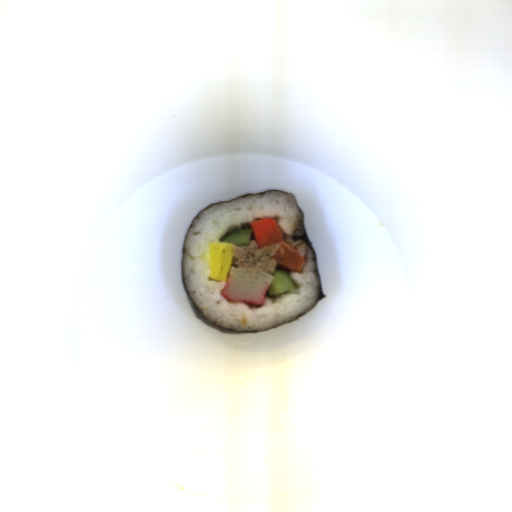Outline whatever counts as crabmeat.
<instances>
[{
    "label": "crabmeat",
    "mask_w": 512,
    "mask_h": 512,
    "mask_svg": "<svg viewBox=\"0 0 512 512\" xmlns=\"http://www.w3.org/2000/svg\"><path fill=\"white\" fill-rule=\"evenodd\" d=\"M275 277L271 272L231 266L222 297L246 304L263 305Z\"/></svg>",
    "instance_id": "crabmeat-1"
}]
</instances>
